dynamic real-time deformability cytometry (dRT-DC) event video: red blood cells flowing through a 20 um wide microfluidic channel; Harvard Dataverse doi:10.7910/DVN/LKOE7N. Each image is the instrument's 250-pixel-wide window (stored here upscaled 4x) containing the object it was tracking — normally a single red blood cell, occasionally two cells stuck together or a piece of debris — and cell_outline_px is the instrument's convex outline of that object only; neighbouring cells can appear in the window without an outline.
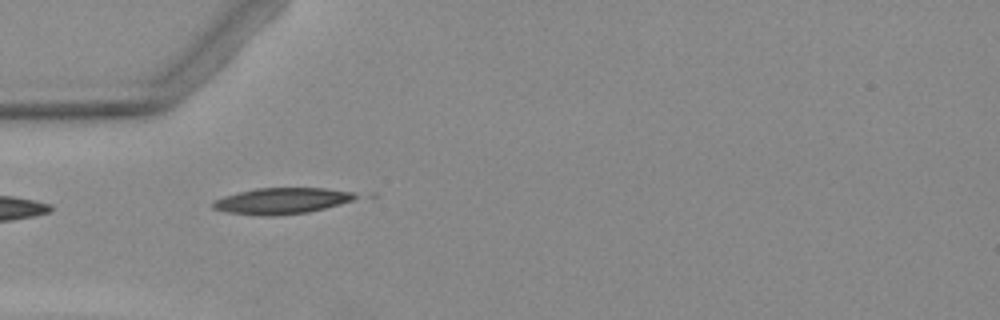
{"species": "Egyptian fruit bat (a non-hibernating species)", "species_latin": "Rousettus aegyptiacus", "temperature_condition": "warm", "stored_images_in_passage": 6, "camera_frame_rate_fps": 3000, "um_per_image_px": 0.085, "animal": {"sex": "female"}, "frame": {"image": 1, "passage_image": 5, "time_ms": 5.0, "image_size_px": [1000, 320], "cell_outline_px": [[360, 196], [352, 200], [340, 204], [308, 212], [272, 216], [256, 216], [224, 212], [212, 208], [212, 200], [224, 196], [256, 188], [324, 188], [356, 192]], "centroid_in_image_um": [23.92, 17.08], "position_along_channel_um": 61.1, "area_um2": 21.91}}